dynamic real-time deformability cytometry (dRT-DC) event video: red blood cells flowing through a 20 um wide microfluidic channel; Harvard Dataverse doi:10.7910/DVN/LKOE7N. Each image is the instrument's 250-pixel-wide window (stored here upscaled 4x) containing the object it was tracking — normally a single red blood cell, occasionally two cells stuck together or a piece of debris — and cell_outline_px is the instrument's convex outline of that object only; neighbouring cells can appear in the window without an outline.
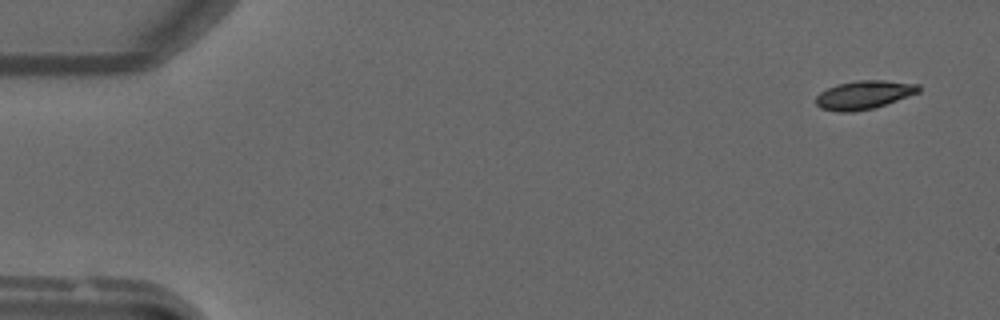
{"species": "common noctule bat (a hibernating species)", "species_latin": "Nyctalus noctula", "temperature_condition": "warm", "stored_images_in_passage": 12, "camera_frame_rate_fps": 3000, "um_per_image_px": 0.085, "animal": {"sex": "male", "forearm_length_mm": 52.5}, "frame": {"image": 1, "passage_image": 3, "time_ms": 0.667, "image_size_px": [1000, 320], "cell_outline_px": [[920, 92], [876, 108], [852, 112], [840, 112], [820, 108], [816, 104], [816, 96], [820, 92], [836, 84], [856, 80], [884, 80], [920, 84]], "centroid_in_image_um": [73.45, 8.06], "position_along_channel_um": 11.6, "area_um2": 17.28}}